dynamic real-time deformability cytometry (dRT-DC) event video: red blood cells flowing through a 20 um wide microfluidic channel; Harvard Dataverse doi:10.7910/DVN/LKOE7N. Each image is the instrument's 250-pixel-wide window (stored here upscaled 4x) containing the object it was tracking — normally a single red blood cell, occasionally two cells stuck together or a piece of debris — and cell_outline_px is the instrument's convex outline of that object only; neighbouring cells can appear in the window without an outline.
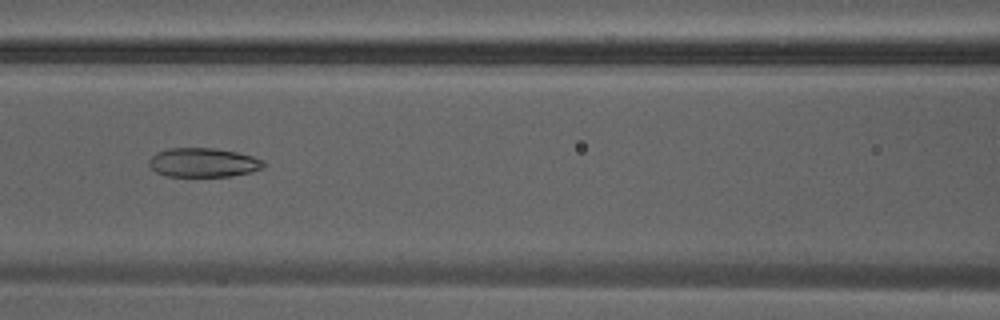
{"species": "Egyptian fruit bat (a non-hibernating species)", "species_latin": "Rousettus aegyptiacus", "temperature_condition": "warm", "stored_images_in_passage": 22, "camera_frame_rate_fps": 3000, "um_per_image_px": 0.085, "animal": {"sex": "male"}, "frame": {"image": 1, "passage_image": 16, "time_ms": 5.0, "image_size_px": [1000, 320], "cell_outline_px": [[264, 164], [260, 168], [252, 172], [232, 176], [168, 176], [156, 172], [148, 164], [148, 160], [156, 152], [168, 148], [216, 148], [236, 152], [252, 156], [264, 160]], "centroid_in_image_um": [17.26, 13.81], "position_along_channel_um": 149.3, "area_um2": 19.42}}
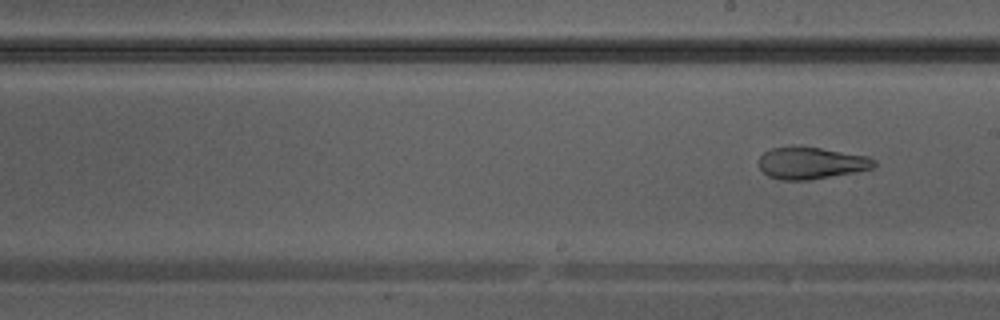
{"frame": {"image": 2, "passage_image": 22, "time_ms": 7.0, "image_size_px": [1000, 320], "cell_outline_px": [[876, 164], [872, 168], [852, 172], [808, 180], [780, 180], [768, 176], [760, 168], [760, 156], [764, 152], [772, 148], [820, 148], [868, 156], [876, 160]], "centroid_in_image_um": [68.95, 13.88], "position_along_channel_um": 220.0, "area_um2": 20.81}}